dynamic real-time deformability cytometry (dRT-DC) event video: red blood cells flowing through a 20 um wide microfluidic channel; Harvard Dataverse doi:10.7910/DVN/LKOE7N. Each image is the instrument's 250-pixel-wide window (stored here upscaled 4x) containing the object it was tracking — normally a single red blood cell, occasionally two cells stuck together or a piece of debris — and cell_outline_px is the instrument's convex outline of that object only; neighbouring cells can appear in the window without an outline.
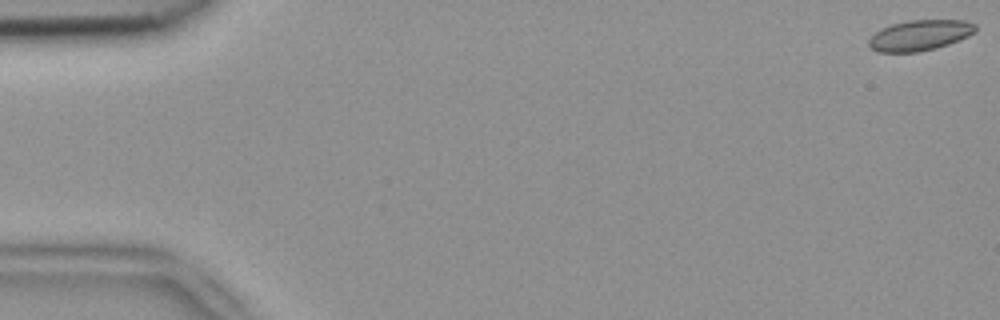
{"species": "common noctule bat (a hibernating species)", "species_latin": "Nyctalus noctula", "temperature_condition": "room temperature", "stored_images_in_passage": 5, "camera_frame_rate_fps": 3000, "um_per_image_px": 0.085, "animal": {"sex": "female", "body_mass_g": 18.4}, "frame": {"image": 1, "passage_image": 1, "time_ms": 0.0, "image_size_px": [1000, 320], "cell_outline_px": [[976, 32], [968, 36], [948, 44], [936, 48], [916, 52], [876, 52], [868, 44], [868, 40], [880, 28], [892, 24], [908, 20], [964, 20], [976, 24]], "centroid_in_image_um": [78.18, 2.99], "position_along_channel_um": 6.8, "area_um2": 19.02}}
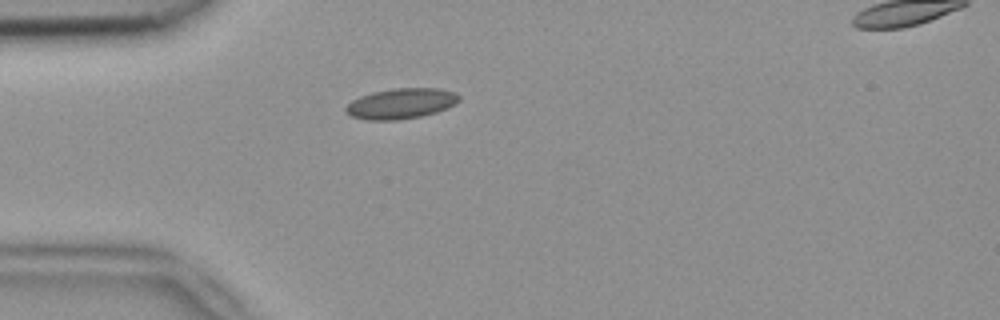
{"frame": {"image": 2, "passage_image": 5, "time_ms": 1.333, "image_size_px": [1000, 320], "cell_outline_px": [[460, 100], [456, 104], [448, 108], [436, 112], [420, 116], [396, 120], [364, 120], [352, 116], [344, 112], [344, 108], [352, 100], [360, 96], [372, 92], [392, 88], [440, 88], [456, 92], [460, 96]], "centroid_in_image_um": [34.09, 8.79], "position_along_channel_um": 50.9, "area_um2": 20.35}}